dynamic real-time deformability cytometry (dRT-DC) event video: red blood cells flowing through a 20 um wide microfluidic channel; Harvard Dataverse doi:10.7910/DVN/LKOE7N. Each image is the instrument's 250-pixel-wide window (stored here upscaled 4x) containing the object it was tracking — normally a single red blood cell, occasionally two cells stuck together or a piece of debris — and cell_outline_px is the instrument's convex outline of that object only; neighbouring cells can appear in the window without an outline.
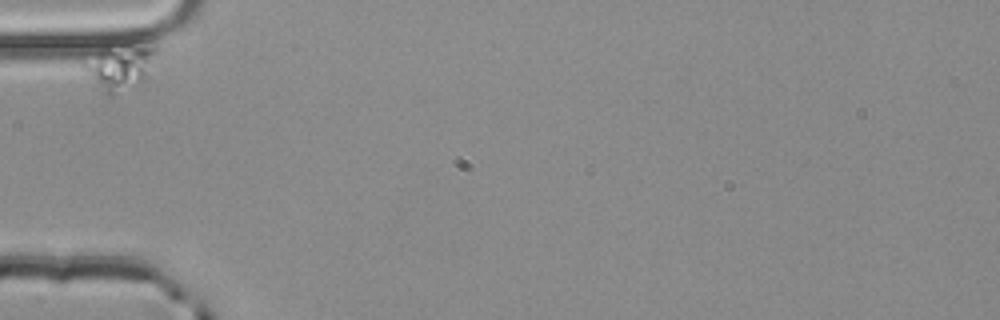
{"species": "common noctule bat (a hibernating species)", "species_latin": "Nyctalus noctula", "temperature_condition": "room temperature", "stored_images_in_passage": 3, "camera_frame_rate_fps": 3000, "um_per_image_px": 0.085, "animal": {"sex": "male", "body_mass_g": 20.4}, "frame": {"image": 1, "passage_image": 1, "time_ms": 0.0, "image_size_px": [1000, 320], "cell_outline_px": [[156, 52], [148, 80], [112, 96], [108, 96], [104, 92], [80, 64], [100, 48], [152, 48]], "centroid_in_image_um": [10.16, 5.78], "position_along_channel_um": 74.8, "area_um2": 18.15}}